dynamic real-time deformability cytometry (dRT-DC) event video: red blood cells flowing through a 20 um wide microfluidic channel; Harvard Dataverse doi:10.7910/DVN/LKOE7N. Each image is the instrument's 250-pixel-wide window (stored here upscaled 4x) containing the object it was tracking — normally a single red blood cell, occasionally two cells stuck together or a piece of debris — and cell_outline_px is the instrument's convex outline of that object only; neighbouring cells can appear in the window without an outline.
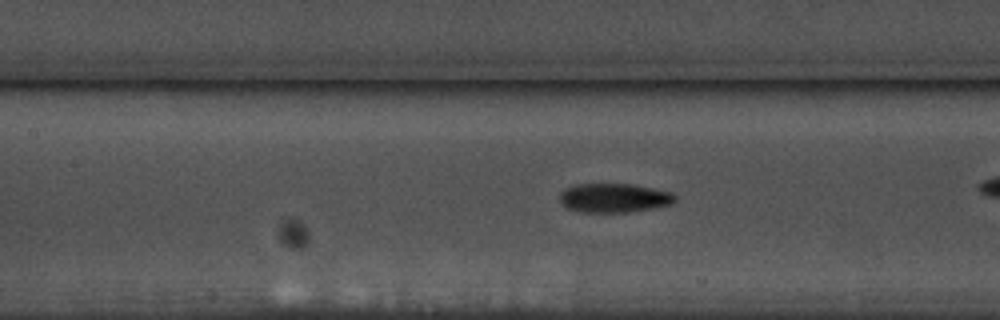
{"species": "common noctule bat (a hibernating species)", "species_latin": "Nyctalus noctula", "temperature_condition": "warm", "stored_images_in_passage": 20, "camera_frame_rate_fps": 3000, "um_per_image_px": 0.085, "animal": {"sex": "male", "body_mass_g": 17.5, "forearm_length_mm": 52.3}, "frame": {"image": 1, "passage_image": 17, "time_ms": 5.333, "image_size_px": [1000, 320], "cell_outline_px": [[676, 200], [672, 204], [652, 208], [628, 212], [580, 212], [568, 208], [560, 200], [560, 192], [564, 188], [576, 184], [632, 184], [672, 192], [676, 196]], "centroid_in_image_um": [52.2, 16.82], "position_along_channel_um": 155.2, "area_um2": 19.54}}